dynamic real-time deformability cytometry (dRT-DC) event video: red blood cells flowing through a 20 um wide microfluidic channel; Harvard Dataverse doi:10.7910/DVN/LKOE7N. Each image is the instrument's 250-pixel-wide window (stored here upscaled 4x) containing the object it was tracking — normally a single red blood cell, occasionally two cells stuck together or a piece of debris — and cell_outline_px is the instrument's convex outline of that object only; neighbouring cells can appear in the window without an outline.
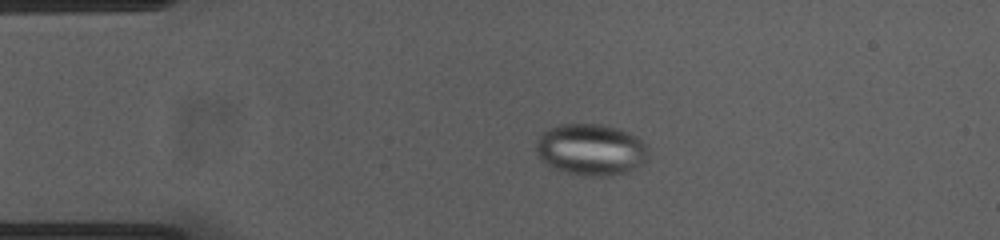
{"species": "common noctule bat (a hibernating species)", "species_latin": "Nyctalus noctula", "temperature_condition": "cold", "stored_images_in_passage": 51, "camera_frame_rate_fps": 3000, "um_per_image_px": 0.085, "animal": {"sex": "female", "body_mass_g": 23.0, "forearm_length_mm": 53.4}, "frame": {"image": 1, "passage_image": 8, "time_ms": 2.333, "image_size_px": [1000, 240], "cell_outline_px": [[648, 160], [628, 172], [612, 176], [576, 176], [552, 168], [544, 164], [536, 148], [536, 140], [548, 128], [560, 124], [600, 124], [616, 128], [628, 132], [636, 136], [648, 148]], "centroid_in_image_um": [50.22, 12.74], "position_along_channel_um": 34.8, "area_um2": 34.04}}
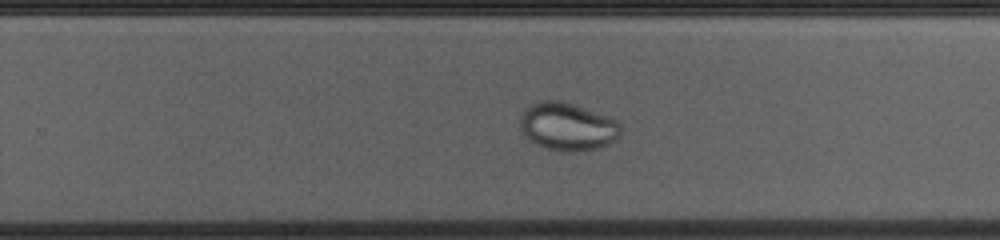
{"frame": {"image": 2, "passage_image": 31, "time_ms": 10.0, "image_size_px": [1000, 240], "cell_outline_px": [[620, 136], [616, 140], [608, 144], [596, 148], [572, 152], [548, 148], [536, 144], [524, 136], [520, 128], [520, 120], [524, 112], [532, 104], [540, 100], [560, 100], [608, 116], [616, 120], [620, 124]], "centroid_in_image_um": [48.25, 10.76], "position_along_channel_um": 281.6, "area_um2": 27.74}}
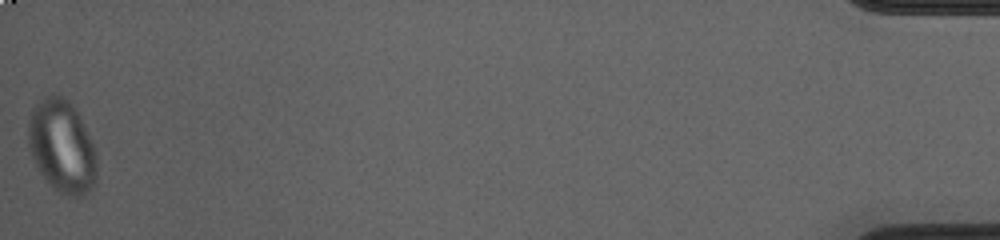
{"frame": {"image": 3, "passage_image": 51, "time_ms": 16.667, "image_size_px": [1000, 240], "cell_outline_px": [[96, 180], [92, 188], [84, 196], [72, 196], [60, 192], [48, 184], [40, 172], [32, 156], [28, 144], [28, 120], [32, 108], [40, 100], [48, 96], [64, 96], [72, 104], [80, 116], [92, 144], [96, 156]], "centroid_in_image_um": [5.26, 12.45], "position_along_channel_um": 429.9, "area_um2": 36.82}}